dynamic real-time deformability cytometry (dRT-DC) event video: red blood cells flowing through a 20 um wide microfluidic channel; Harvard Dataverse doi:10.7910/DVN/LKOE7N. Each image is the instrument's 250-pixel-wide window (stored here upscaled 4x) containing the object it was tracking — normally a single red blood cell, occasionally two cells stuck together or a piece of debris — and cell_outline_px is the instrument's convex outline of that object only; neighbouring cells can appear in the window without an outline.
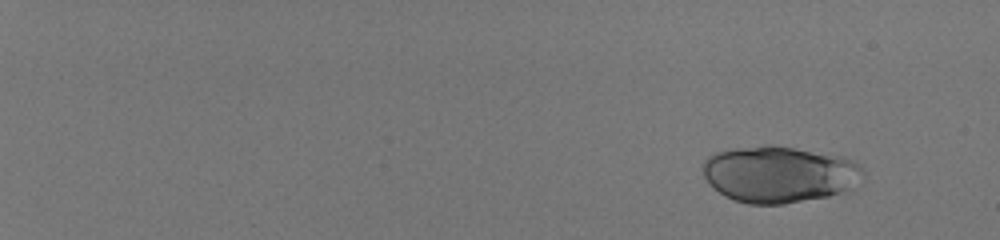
{"species": "human", "species_latin": "Homo sapiens", "temperature_condition": "room temperature", "stored_images_in_passage": 51, "camera_frame_rate_fps": 3000, "um_per_image_px": 0.085, "donor": {"sex": "male"}, "frame": {"image": 1, "passage_image": 1, "time_ms": 0.0, "image_size_px": [1000, 240], "cell_outline_px": [[860, 168], [844, 188], [840, 192], [828, 196], [784, 204], [748, 204], [732, 200], [724, 196], [704, 176], [704, 160], [716, 152], [736, 148], [792, 148], [840, 156], [856, 164]], "centroid_in_image_um": [66.07, 14.85], "position_along_channel_um": 18.9, "area_um2": 50.11}}
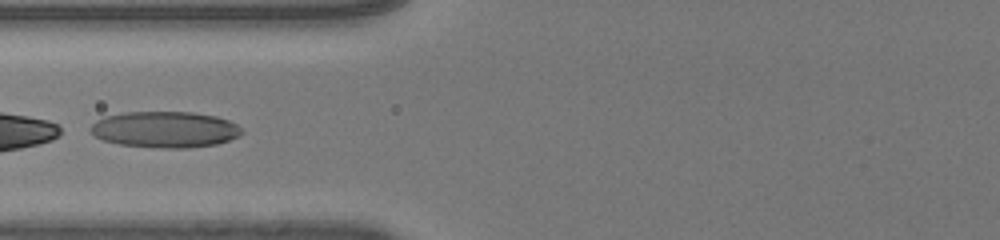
{"frame": {"image": 2, "passage_image": 25, "time_ms": 8.0, "image_size_px": [1000, 240], "cell_outline_px": [[244, 132], [228, 140], [216, 144], [188, 148], [152, 148], [120, 144], [104, 140], [96, 136], [88, 128], [96, 120], [104, 116], [124, 112], [192, 112], [216, 116], [228, 120], [236, 124]], "centroid_in_image_um": [13.99, 11.0], "position_along_channel_um": 111.8, "area_um2": 31.91}}
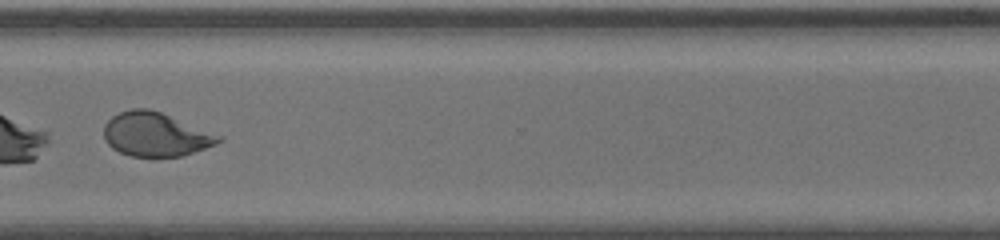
{"frame": {"image": 3, "passage_image": 43, "time_ms": 14.0, "image_size_px": [1000, 240], "cell_outline_px": [[224, 140], [216, 144], [180, 156], [132, 156], [120, 152], [112, 148], [108, 144], [104, 136], [104, 124], [112, 116], [120, 112], [132, 108], [148, 108], [160, 112], [224, 136]], "centroid_in_image_um": [13.23, 11.41], "position_along_channel_um": 357.4, "area_um2": 29.19}, "authors_computed_cell_mechanics": {"area_um2": 49.708, "velocity_mm_per_s": 4.0864, "shape_relaxation_time_tau1_ms": 9.9894, "shape_relaxation_time_tau2_ms": 1.0631, "deformation_change_tau1": 0.2909, "deformation_change_tau2": 0.0651}}